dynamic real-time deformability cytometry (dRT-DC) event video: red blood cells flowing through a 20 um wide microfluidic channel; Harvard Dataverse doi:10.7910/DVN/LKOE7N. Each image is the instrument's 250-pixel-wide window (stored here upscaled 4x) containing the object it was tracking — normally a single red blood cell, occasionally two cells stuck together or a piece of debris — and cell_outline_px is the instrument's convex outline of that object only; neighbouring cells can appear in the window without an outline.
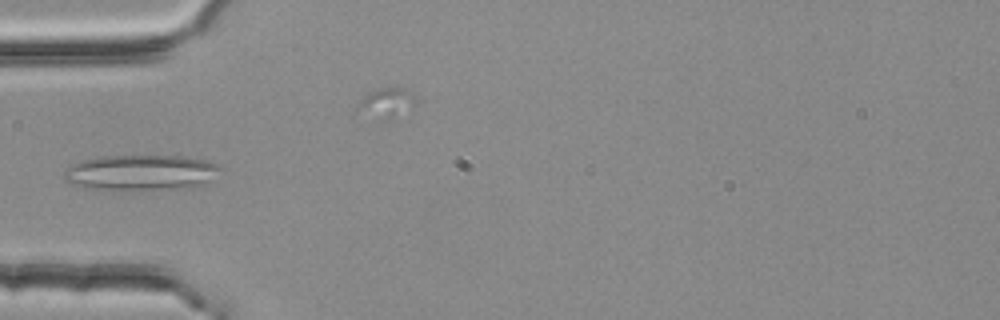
{"species": "common noctule bat (a hibernating species)", "species_latin": "Nyctalus noctula", "temperature_condition": "room temperature", "stored_images_in_passage": 6, "camera_frame_rate_fps": 3000, "um_per_image_px": 0.085, "animal": {"sex": "female", "body_mass_g": 25.1}, "frame": {"image": 1, "passage_image": 3, "time_ms": 0.667, "image_size_px": [1000, 320], "cell_outline_px": [[224, 168], [204, 184], [192, 188], [108, 192], [100, 192], [80, 188], [68, 184], [64, 180], [64, 172], [68, 164], [80, 160], [100, 156], [184, 156], [204, 160], [216, 164]], "centroid_in_image_um": [11.85, 14.72], "position_along_channel_um": 73.2, "area_um2": 33.93}}
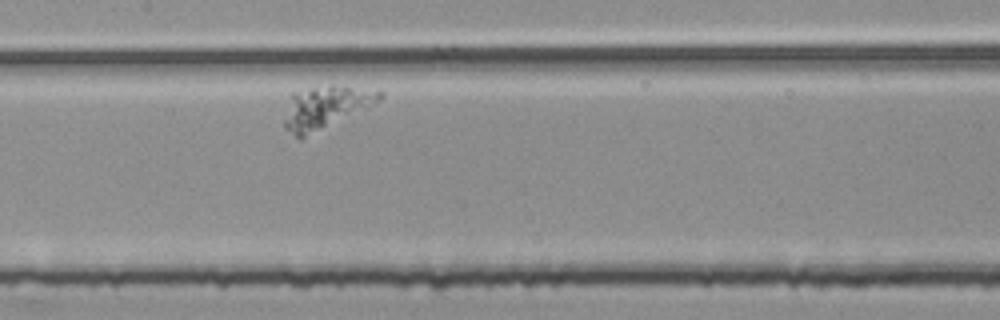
{"frame": {"image": 2, "passage_image": 6, "time_ms": 1.667, "image_size_px": [1000, 320], "cell_outline_px": [[384, 96], [380, 100], [300, 140], [284, 128], [284, 120], [292, 92], [332, 84], [344, 84], [380, 88], [384, 92]], "centroid_in_image_um": [27.73, 9.07], "position_along_channel_um": 179.7, "area_um2": 23.87}}